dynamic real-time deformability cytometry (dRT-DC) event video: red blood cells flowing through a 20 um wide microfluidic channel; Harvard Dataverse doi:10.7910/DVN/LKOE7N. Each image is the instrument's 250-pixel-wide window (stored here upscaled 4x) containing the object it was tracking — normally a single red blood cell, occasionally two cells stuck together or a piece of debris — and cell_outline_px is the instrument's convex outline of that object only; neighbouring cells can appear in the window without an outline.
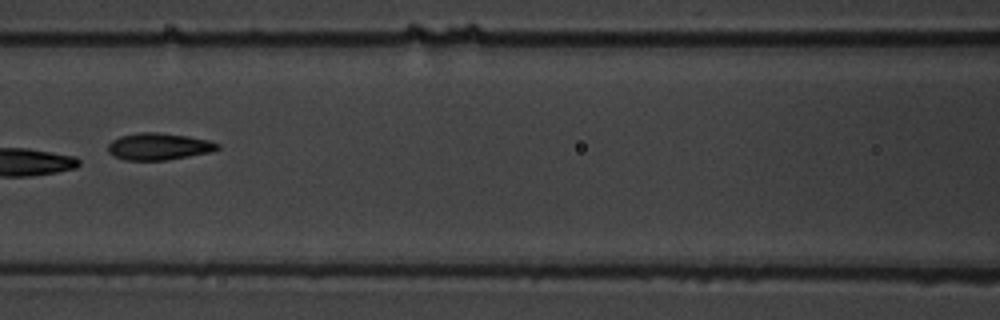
{"species": "common noctule bat (a hibernating species)", "species_latin": "Nyctalus noctula", "temperature_condition": "warm", "stored_images_in_passage": 7, "camera_frame_rate_fps": 3000, "um_per_image_px": 0.085, "animal": {"sex": "male", "body_mass_g": 19.5, "forearm_length_mm": 54.6}, "frame": {"image": 1, "passage_image": 7, "time_ms": 7.0, "image_size_px": [1000, 320], "cell_outline_px": [[220, 148], [208, 152], [168, 160], [124, 160], [112, 156], [108, 152], [108, 144], [112, 140], [120, 136], [140, 132], [156, 132], [188, 136], [208, 140], [220, 144]], "centroid_in_image_um": [13.45, 12.45], "position_along_channel_um": 153.1, "area_um2": 17.17}}